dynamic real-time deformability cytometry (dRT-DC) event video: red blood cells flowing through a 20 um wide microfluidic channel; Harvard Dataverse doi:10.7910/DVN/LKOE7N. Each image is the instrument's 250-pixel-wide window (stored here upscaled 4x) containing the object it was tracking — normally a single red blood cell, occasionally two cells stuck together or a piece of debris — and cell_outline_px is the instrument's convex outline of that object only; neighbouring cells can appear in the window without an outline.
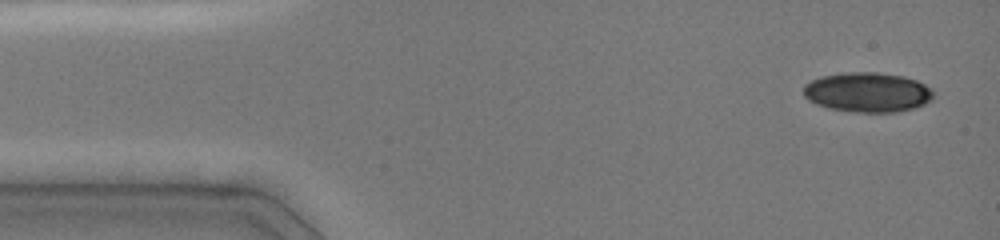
{"species": "common noctule bat (a hibernating species)", "species_latin": "Nyctalus noctula", "temperature_condition": "cold", "stored_images_in_passage": 13, "camera_frame_rate_fps": 3000, "um_per_image_px": 0.085, "animal": {"sex": "female", "body_mass_g": 19.0, "forearm_length_mm": 51.5}, "frame": {"image": 1, "passage_image": 1, "time_ms": 0.0, "image_size_px": [1000, 240], "cell_outline_px": [[932, 100], [916, 108], [896, 112], [856, 112], [828, 108], [816, 104], [808, 100], [804, 96], [804, 84], [820, 76], [840, 72], [880, 72], [904, 76], [916, 80], [932, 88]], "centroid_in_image_um": [73.73, 7.83], "position_along_channel_um": 11.3, "area_um2": 30.4}}
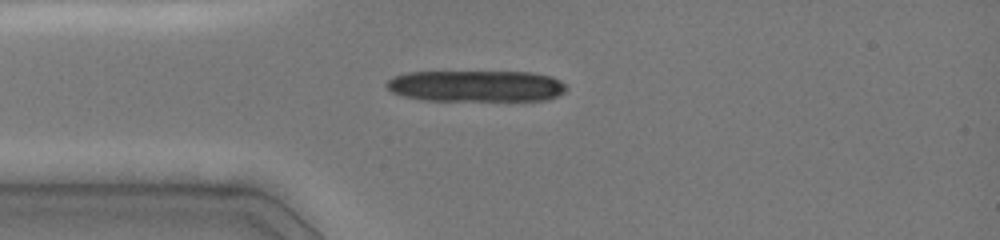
{"frame": {"image": 2, "passage_image": 7, "time_ms": 3.0, "image_size_px": [1000, 240], "cell_outline_px": [[568, 88], [564, 92], [548, 100], [424, 100], [404, 96], [392, 92], [384, 84], [392, 76], [408, 72], [532, 72], [552, 76], [560, 80]], "centroid_in_image_um": [40.48, 7.3], "position_along_channel_um": 44.5, "area_um2": 32.95}}